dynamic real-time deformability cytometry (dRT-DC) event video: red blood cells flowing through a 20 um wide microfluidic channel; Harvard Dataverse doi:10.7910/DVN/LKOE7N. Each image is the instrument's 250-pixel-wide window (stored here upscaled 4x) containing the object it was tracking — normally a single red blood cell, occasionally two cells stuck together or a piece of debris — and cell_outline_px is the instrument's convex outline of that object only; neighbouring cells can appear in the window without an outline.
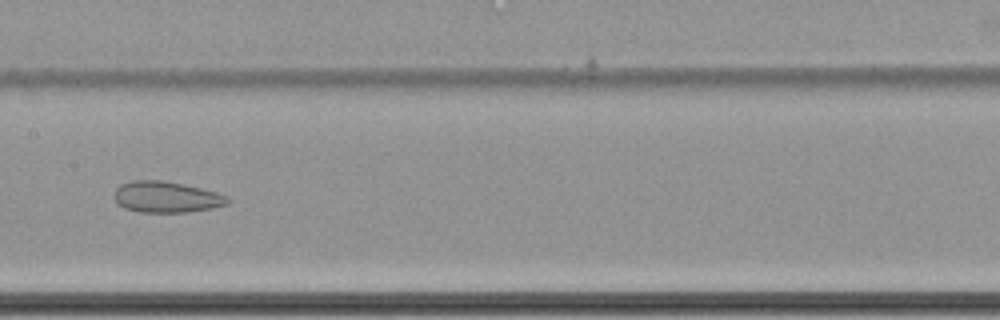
{"species": "common noctule bat (a hibernating species)", "species_latin": "Nyctalus noctula", "temperature_condition": "cold", "stored_images_in_passage": 65, "camera_frame_rate_fps": 3000, "um_per_image_px": 0.085, "animal": {"sex": "female", "body_mass_g": 22.7, "forearm_length_mm": 54.2}, "frame": {"image": 1, "passage_image": 37, "time_ms": 12.0, "image_size_px": [1000, 320], "cell_outline_px": [[232, 200], [228, 204], [212, 208], [184, 212], [140, 212], [124, 208], [116, 200], [116, 188], [120, 184], [132, 180], [160, 180], [184, 184], [216, 192], [228, 196]], "centroid_in_image_um": [14.18, 16.74], "position_along_channel_um": 193.2, "area_um2": 20.46}}
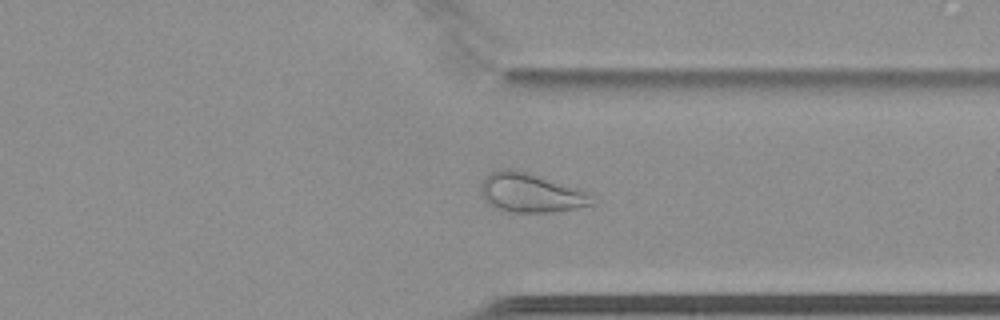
{"frame": {"image": 2, "passage_image": 52, "time_ms": 17.0, "image_size_px": [1000, 320], "cell_outline_px": [[596, 204], [576, 208], [552, 212], [512, 212], [496, 208], [488, 204], [484, 200], [480, 192], [480, 184], [484, 176], [488, 172], [500, 168], [512, 168], [576, 188], [584, 192], [596, 200]], "centroid_in_image_um": [45.03, 16.39], "position_along_channel_um": 366.4, "area_um2": 25.32}}
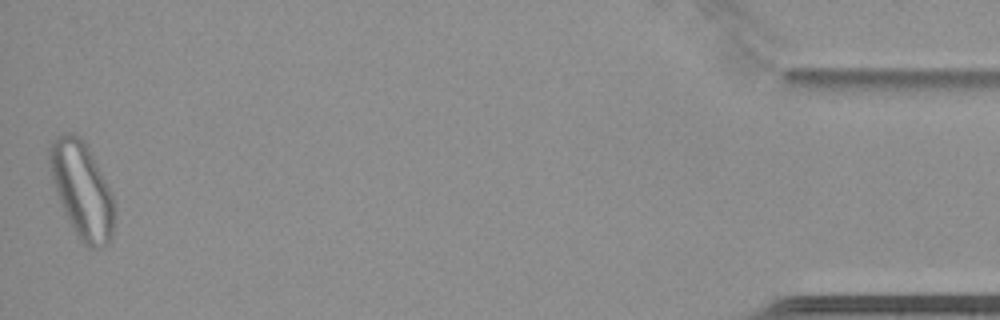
{"frame": {"image": 3, "passage_image": 65, "time_ms": 21.333, "image_size_px": [1000, 320], "cell_outline_px": [[116, 216], [112, 236], [108, 244], [100, 248], [88, 248], [80, 240], [64, 212], [56, 192], [52, 180], [48, 156], [48, 148], [52, 140], [56, 136], [64, 132], [72, 132], [80, 136], [88, 144], [112, 192]], "centroid_in_image_um": [6.98, 16.12], "position_along_channel_um": 428.2, "area_um2": 36.93}}